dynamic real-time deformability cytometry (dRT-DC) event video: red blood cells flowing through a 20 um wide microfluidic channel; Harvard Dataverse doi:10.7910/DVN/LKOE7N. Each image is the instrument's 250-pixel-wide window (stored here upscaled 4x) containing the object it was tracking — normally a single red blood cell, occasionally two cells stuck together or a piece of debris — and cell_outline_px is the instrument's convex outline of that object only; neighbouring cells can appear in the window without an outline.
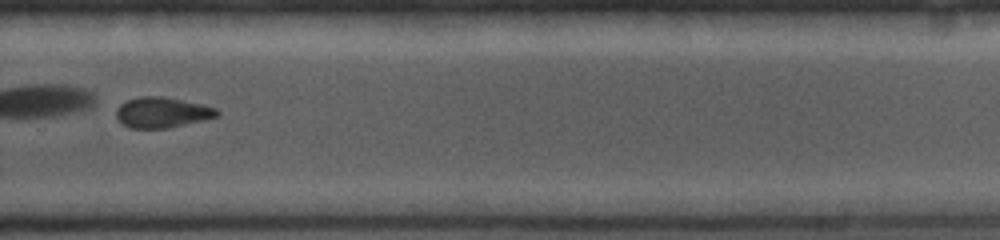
{"species": "common noctule bat (a hibernating species)", "species_latin": "Nyctalus noctula", "temperature_condition": "cold", "stored_images_in_passage": 30, "camera_frame_rate_fps": 5000, "um_per_image_px": 0.085, "animal": {"sex": "female", "body_mass_g": 19.0, "forearm_length_mm": 56.7}, "frame": {"image": 1, "passage_image": 30, "time_ms": 9.2, "image_size_px": [1000, 240], "cell_outline_px": [[220, 112], [216, 116], [204, 120], [168, 128], [128, 128], [116, 116], [116, 108], [120, 104], [128, 100], [140, 96], [160, 96], [200, 104], [216, 108]], "centroid_in_image_um": [13.75, 9.56], "position_along_channel_um": 316.0, "area_um2": 17.69}}